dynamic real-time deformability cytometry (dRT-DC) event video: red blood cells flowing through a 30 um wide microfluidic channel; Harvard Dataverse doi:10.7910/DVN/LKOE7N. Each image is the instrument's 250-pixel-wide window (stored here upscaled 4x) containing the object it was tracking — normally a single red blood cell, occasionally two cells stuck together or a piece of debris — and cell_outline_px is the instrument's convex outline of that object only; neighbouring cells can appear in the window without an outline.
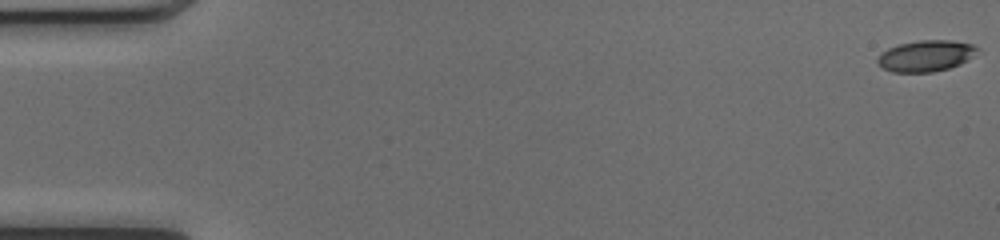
{"species": "common noctule bat (a hibernating species)", "species_latin": "Nyctalus noctula", "temperature_condition": "cold", "stored_images_in_passage": 52, "camera_frame_rate_fps": 3000, "um_per_image_px": 0.085, "animal": {"sex": "female", "body_mass_g": 17.0, "forearm_length_mm": 48.0}, "frame": {"image": 1, "passage_image": 1, "time_ms": 0.0, "image_size_px": [1000, 240], "cell_outline_px": [[980, 48], [968, 60], [960, 64], [948, 68], [932, 72], [892, 72], [884, 68], [876, 60], [888, 48], [900, 44], [920, 40], [952, 40], [972, 44]], "centroid_in_image_um": [78.74, 4.74], "position_along_channel_um": 6.3, "area_um2": 17.92}}
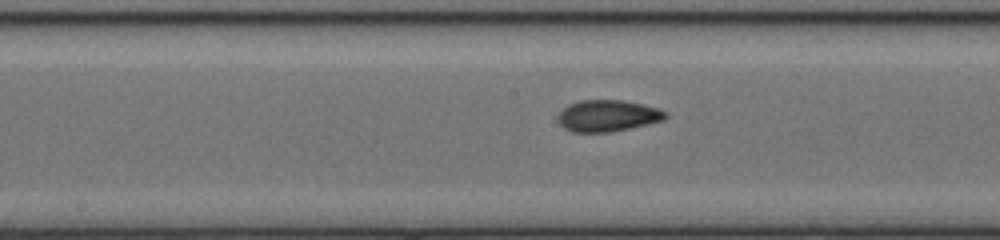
{"frame": {"image": 2, "passage_image": 27, "time_ms": 8.667, "image_size_px": [1000, 240], "cell_outline_px": [[668, 116], [664, 120], [628, 128], [608, 132], [572, 132], [564, 128], [560, 124], [560, 112], [568, 104], [580, 100], [620, 100], [644, 104], [668, 112]], "centroid_in_image_um": [51.67, 9.83], "position_along_channel_um": 196.5, "area_um2": 19.54}}
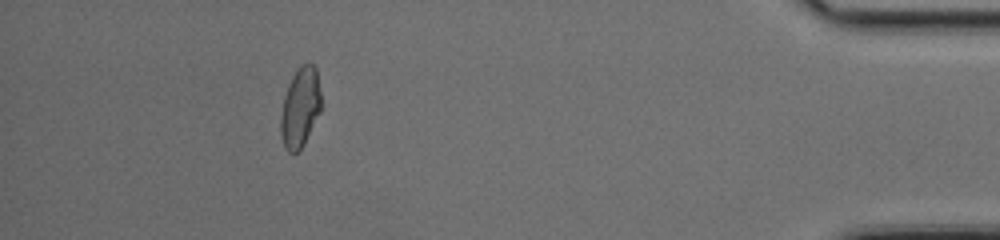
{"frame": {"image": 3, "passage_image": 47, "time_ms": 15.333, "image_size_px": [1000, 240], "cell_outline_px": [[320, 112], [304, 144], [296, 152], [288, 152], [284, 148], [280, 132], [280, 116], [284, 96], [288, 84], [296, 68], [300, 64], [312, 64], [316, 68], [320, 92]], "centroid_in_image_um": [25.49, 9.13], "position_along_channel_um": 409.7, "area_um2": 18.79}, "authors_computed_cell_mechanics": {"area_um2": 18.9295, "velocity_mm_per_s": 4.0711, "shape_relaxation_time_tau1_ms": 10.6376, "shape_relaxation_time_tau2_ms": 1.804, "deformation_change_tau1": 0.2362, "deformation_change_tau2": 0.0829}}